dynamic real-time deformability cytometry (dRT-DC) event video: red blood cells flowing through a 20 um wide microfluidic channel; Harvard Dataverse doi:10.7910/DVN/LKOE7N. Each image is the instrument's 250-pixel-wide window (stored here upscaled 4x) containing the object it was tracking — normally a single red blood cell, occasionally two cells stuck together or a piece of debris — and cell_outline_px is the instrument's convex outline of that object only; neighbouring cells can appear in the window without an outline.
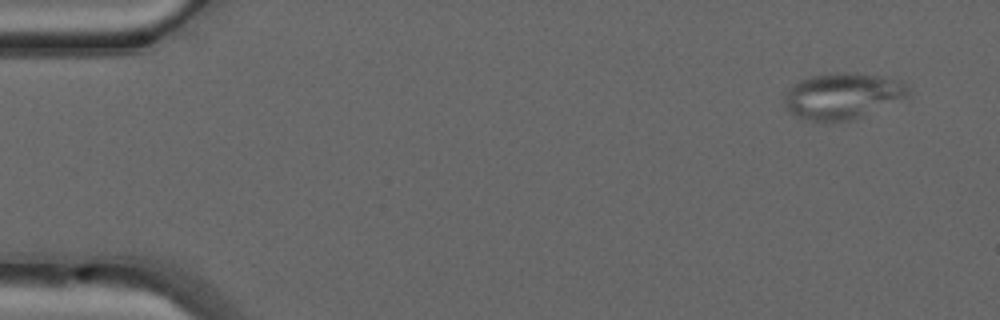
{"species": "common noctule bat (a hibernating species)", "species_latin": "Nyctalus noctula", "temperature_condition": "warm", "stored_images_in_passage": 47, "camera_frame_rate_fps": 3000, "um_per_image_px": 0.085, "animal": {"sex": "male", "forearm_length_mm": 52.5}, "frame": {"image": 1, "passage_image": 1, "time_ms": 0.0, "image_size_px": [1000, 320], "cell_outline_px": [[912, 96], [864, 116], [852, 120], [804, 120], [788, 112], [784, 104], [784, 96], [788, 88], [800, 80], [808, 76], [828, 72], [848, 72], [880, 76], [900, 80], [908, 84]], "centroid_in_image_um": [71.65, 8.14], "position_along_channel_um": 13.4, "area_um2": 33.87}}
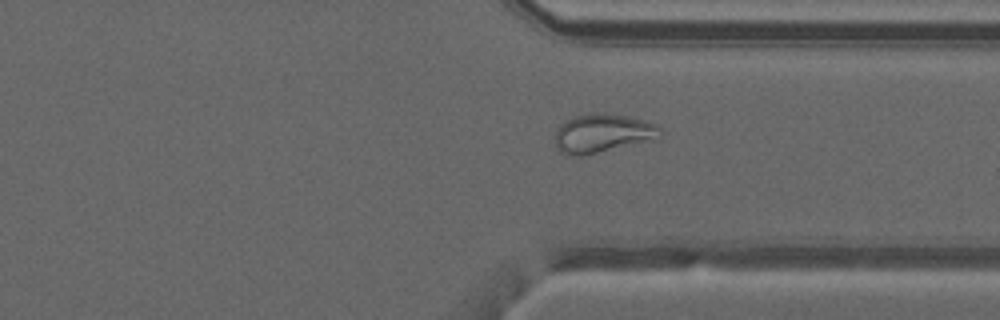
{"frame": {"image": 2, "passage_image": 35, "time_ms": 11.333, "image_size_px": [1000, 320], "cell_outline_px": [[664, 136], [656, 140], [580, 156], [576, 156], [560, 152], [556, 148], [556, 128], [564, 120], [572, 116], [604, 112], [628, 116], [644, 120], [656, 124], [664, 132]], "centroid_in_image_um": [51.27, 11.32], "position_along_channel_um": 360.1, "area_um2": 24.16}}
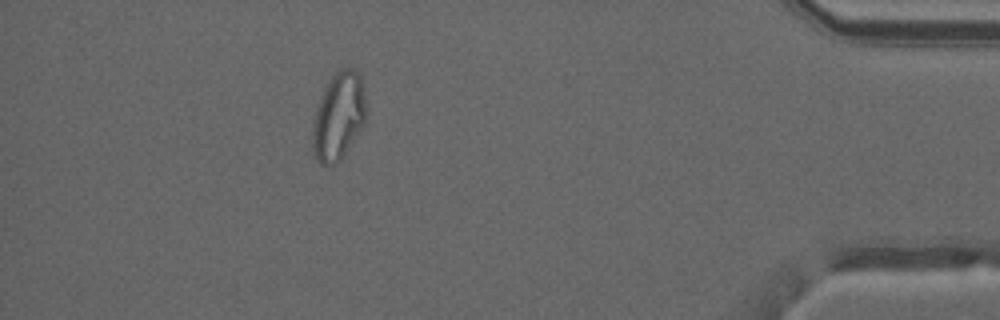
{"frame": {"image": 3, "passage_image": 42, "time_ms": 13.667, "image_size_px": [1000, 320], "cell_outline_px": [[368, 112], [364, 124], [340, 160], [336, 164], [320, 164], [316, 160], [312, 152], [312, 124], [316, 108], [324, 88], [328, 80], [340, 68], [352, 68], [360, 72]], "centroid_in_image_um": [28.78, 9.87], "position_along_channel_um": 406.4, "area_um2": 27.74}, "authors_computed_cell_mechanics": {"area_um2": 27.0504, "velocity_mm_per_s": 4.1424, "shape_relaxation_time_tau1_ms": null, "shape_relaxation_time_tau2_ms": 1.4913, "deformation_change_tau1": null, "deformation_change_tau2": 0.0744}}